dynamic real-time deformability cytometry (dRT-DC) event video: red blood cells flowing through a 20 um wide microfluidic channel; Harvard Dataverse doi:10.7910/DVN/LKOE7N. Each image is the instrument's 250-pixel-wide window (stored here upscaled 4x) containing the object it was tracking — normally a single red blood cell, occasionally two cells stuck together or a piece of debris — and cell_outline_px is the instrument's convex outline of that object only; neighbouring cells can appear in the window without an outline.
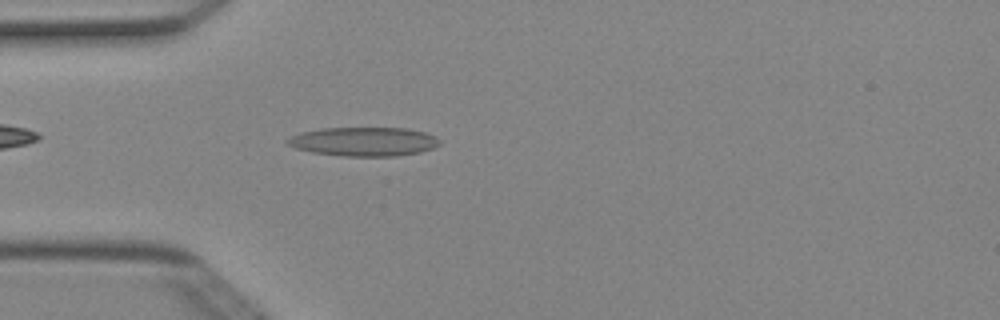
{"species": "Egyptian fruit bat (a non-hibernating species)", "species_latin": "Rousettus aegyptiacus", "temperature_condition": "cold", "stored_images_in_passage": 4, "camera_frame_rate_fps": 3000, "um_per_image_px": 0.085, "animal": {"sex": "female"}, "frame": {"image": 1, "passage_image": 4, "time_ms": 1.0, "image_size_px": [1000, 320], "cell_outline_px": [[440, 144], [432, 148], [420, 152], [396, 156], [344, 156], [312, 152], [296, 148], [288, 144], [284, 140], [292, 136], [304, 132], [324, 128], [408, 128], [424, 132], [436, 136], [440, 140]], "centroid_in_image_um": [30.96, 12.03], "position_along_channel_um": 54.0, "area_um2": 25.55}}